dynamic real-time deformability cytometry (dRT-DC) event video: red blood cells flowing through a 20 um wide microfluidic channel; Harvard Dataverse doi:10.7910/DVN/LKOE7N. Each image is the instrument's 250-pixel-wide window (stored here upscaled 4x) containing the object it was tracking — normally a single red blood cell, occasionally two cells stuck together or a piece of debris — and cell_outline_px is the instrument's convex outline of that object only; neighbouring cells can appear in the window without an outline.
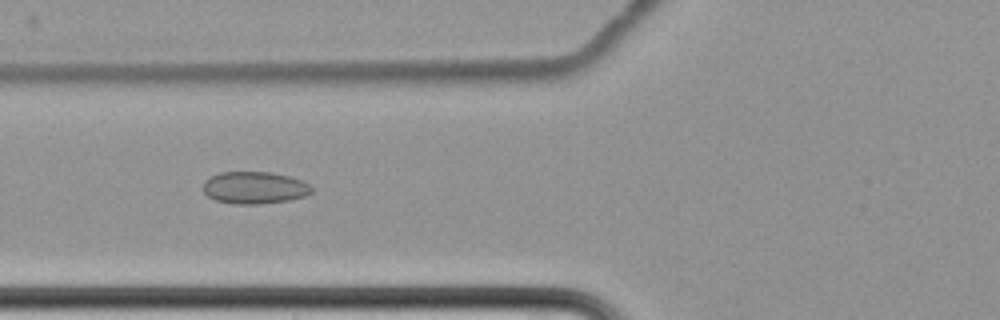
{"species": "common noctule bat (a hibernating species)", "species_latin": "Nyctalus noctula", "temperature_condition": "cold", "stored_images_in_passage": 4, "camera_frame_rate_fps": 3000, "um_per_image_px": 0.085, "animal": {"sex": "female", "body_mass_g": 22.7, "forearm_length_mm": 54.2}, "frame": {"image": 1, "passage_image": 4, "time_ms": 4.333, "image_size_px": [1000, 320], "cell_outline_px": [[312, 192], [304, 196], [288, 200], [260, 204], [236, 204], [216, 200], [208, 196], [204, 192], [204, 180], [220, 172], [272, 172], [288, 176], [312, 184]], "centroid_in_image_um": [21.65, 15.95], "position_along_channel_um": 104.2, "area_um2": 20.29}}